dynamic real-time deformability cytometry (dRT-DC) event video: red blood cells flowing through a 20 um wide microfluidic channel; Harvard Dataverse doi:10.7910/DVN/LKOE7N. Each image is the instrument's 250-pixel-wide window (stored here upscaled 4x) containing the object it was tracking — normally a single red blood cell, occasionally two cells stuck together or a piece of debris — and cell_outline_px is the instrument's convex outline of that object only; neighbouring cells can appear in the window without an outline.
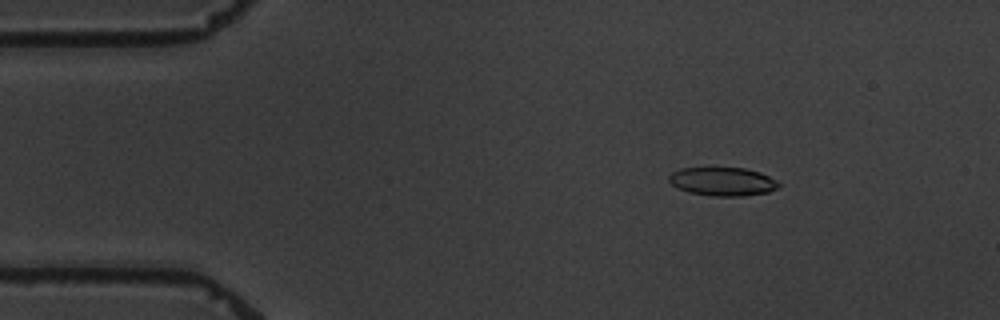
{"species": "common noctule bat (a hibernating species)", "species_latin": "Nyctalus noctula", "temperature_condition": "warm", "stored_images_in_passage": 3, "camera_frame_rate_fps": 3000, "um_per_image_px": 0.085, "animal": {"sex": "male", "body_mass_g": 19.5, "forearm_length_mm": 54.6}, "frame": {"image": 1, "passage_image": 2, "time_ms": 1.333, "image_size_px": [1000, 320], "cell_outline_px": [[780, 184], [776, 188], [768, 192], [740, 196], [712, 196], [688, 192], [672, 184], [668, 180], [668, 176], [672, 172], [680, 168], [744, 168], [760, 172], [776, 180]], "centroid_in_image_um": [61.4, 15.42], "position_along_channel_um": 23.6, "area_um2": 18.09}}